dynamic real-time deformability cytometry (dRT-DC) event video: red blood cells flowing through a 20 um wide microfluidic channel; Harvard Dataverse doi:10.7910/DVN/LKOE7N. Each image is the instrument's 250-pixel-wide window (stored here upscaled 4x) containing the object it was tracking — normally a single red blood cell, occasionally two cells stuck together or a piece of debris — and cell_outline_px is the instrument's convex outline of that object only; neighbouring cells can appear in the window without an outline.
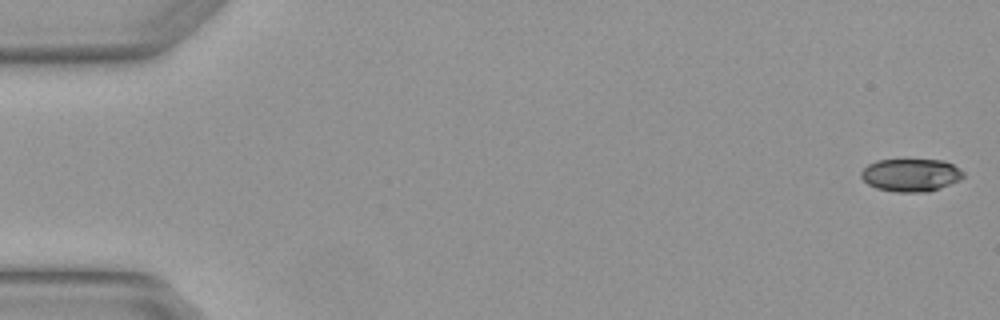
{"species": "Egyptian fruit bat (a non-hibernating species)", "species_latin": "Rousettus aegyptiacus", "temperature_condition": "warm", "stored_images_in_passage": 4, "camera_frame_rate_fps": 3000, "um_per_image_px": 0.085, "animal": {"sex": "female"}, "frame": {"image": 1, "passage_image": 1, "time_ms": 0.0, "image_size_px": [1000, 320], "cell_outline_px": [[964, 176], [960, 180], [928, 192], [896, 192], [876, 188], [868, 184], [860, 176], [860, 172], [868, 164], [876, 160], [944, 160], [960, 168], [964, 172]], "centroid_in_image_um": [77.42, 14.88], "position_along_channel_um": 7.6, "area_um2": 19.59}}
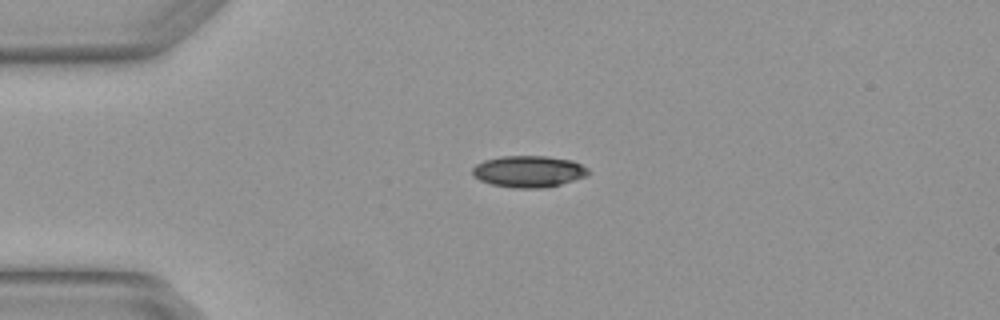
{"frame": {"image": 2, "passage_image": 4, "time_ms": 1.0, "image_size_px": [1000, 320], "cell_outline_px": [[588, 176], [560, 184], [544, 188], [512, 188], [492, 184], [480, 180], [472, 176], [472, 168], [476, 164], [484, 160], [500, 156], [548, 156], [572, 160], [588, 168]], "centroid_in_image_um": [44.92, 14.57], "position_along_channel_um": 40.1, "area_um2": 21.44}}